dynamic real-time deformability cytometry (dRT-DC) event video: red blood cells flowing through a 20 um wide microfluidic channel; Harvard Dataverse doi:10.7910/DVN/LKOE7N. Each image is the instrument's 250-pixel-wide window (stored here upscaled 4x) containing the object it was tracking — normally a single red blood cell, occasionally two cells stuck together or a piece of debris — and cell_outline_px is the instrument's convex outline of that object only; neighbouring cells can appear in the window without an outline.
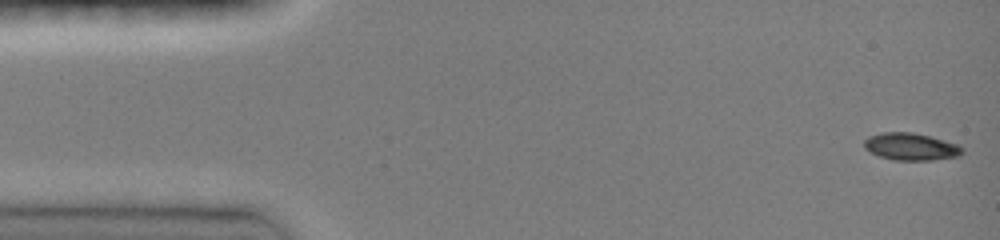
{"species": "common noctule bat (a hibernating species)", "species_latin": "Nyctalus noctula", "temperature_condition": "room temperature", "stored_images_in_passage": 47, "camera_frame_rate_fps": 3000, "um_per_image_px": 0.085, "animal": {"sex": "female", "body_mass_g": 19.0, "forearm_length_mm": 51.5}, "frame": {"image": 1, "passage_image": 1, "time_ms": 0.0, "image_size_px": [1000, 240], "cell_outline_px": [[964, 152], [960, 156], [932, 160], [892, 160], [880, 156], [864, 148], [864, 140], [868, 136], [884, 132], [912, 132], [944, 140], [956, 144], [964, 148]], "centroid_in_image_um": [77.43, 12.47], "position_along_channel_um": 7.6, "area_um2": 15.55}}
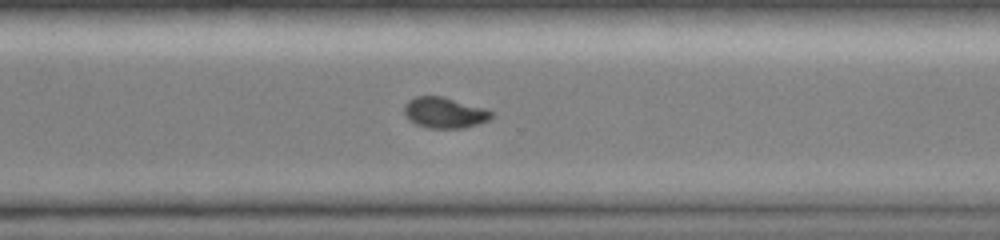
{"frame": {"image": 2, "passage_image": 34, "time_ms": 11.0, "image_size_px": [1000, 240], "cell_outline_px": [[492, 116], [488, 120], [464, 128], [428, 128], [416, 124], [408, 120], [404, 112], [404, 104], [408, 100], [416, 96], [444, 96], [484, 108], [492, 112]], "centroid_in_image_um": [37.74, 9.57], "position_along_channel_um": 332.9, "area_um2": 15.66}}
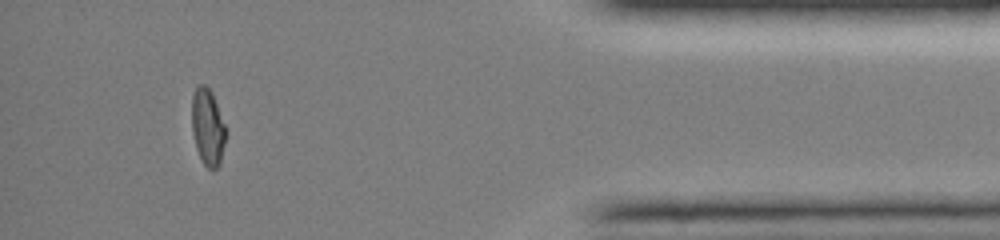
{"frame": {"image": 3, "passage_image": 43, "time_ms": 14.0, "image_size_px": [1000, 240], "cell_outline_px": [[228, 132], [220, 164], [216, 168], [208, 168], [204, 164], [196, 148], [192, 132], [192, 96], [196, 84], [204, 84], [212, 92]], "centroid_in_image_um": [17.67, 10.78], "position_along_channel_um": 417.5, "area_um2": 15.43}, "authors_computed_cell_mechanics": {"area_um2": 15.9528, "velocity_mm_per_s": 4.0362, "shape_relaxation_time_tau1_ms": 4.8457, "shape_relaxation_time_tau2_ms": 11.0974, "deformation_change_tau1": 0.1777, "deformation_change_tau2": 0.071}}